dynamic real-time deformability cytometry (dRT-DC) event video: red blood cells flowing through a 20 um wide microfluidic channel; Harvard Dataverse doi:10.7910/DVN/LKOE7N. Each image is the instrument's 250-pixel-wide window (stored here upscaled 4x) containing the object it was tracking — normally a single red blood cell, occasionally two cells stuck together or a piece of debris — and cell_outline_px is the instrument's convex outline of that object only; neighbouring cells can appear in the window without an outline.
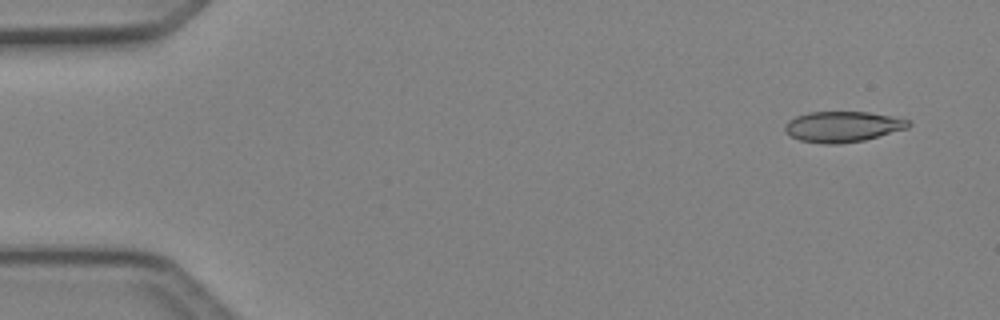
{"species": "Egyptian fruit bat (a non-hibernating species)", "species_latin": "Rousettus aegyptiacus", "temperature_condition": "cold", "stored_images_in_passage": 48, "camera_frame_rate_fps": 3000, "um_per_image_px": 0.085, "animal": {"sex": "female"}, "frame": {"image": 1, "passage_image": 3, "time_ms": 0.667, "image_size_px": [1000, 320], "cell_outline_px": [[912, 124], [908, 128], [864, 140], [840, 144], [824, 144], [800, 140], [784, 132], [784, 124], [788, 120], [796, 116], [808, 112], [868, 112], [908, 120]], "centroid_in_image_um": [71.58, 10.77], "position_along_channel_um": 13.4, "area_um2": 22.02}}
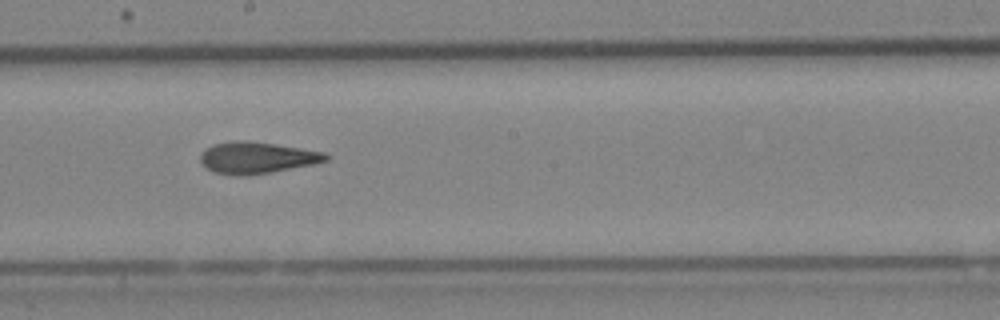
{"frame": {"image": 2, "passage_image": 27, "time_ms": 8.667, "image_size_px": [1000, 320], "cell_outline_px": [[332, 156], [328, 160], [312, 164], [272, 172], [248, 176], [236, 176], [212, 172], [200, 160], [200, 156], [212, 144], [240, 140], [248, 140], [276, 144], [324, 152]], "centroid_in_image_um": [21.86, 13.41], "position_along_channel_um": 226.3, "area_um2": 23.06}}
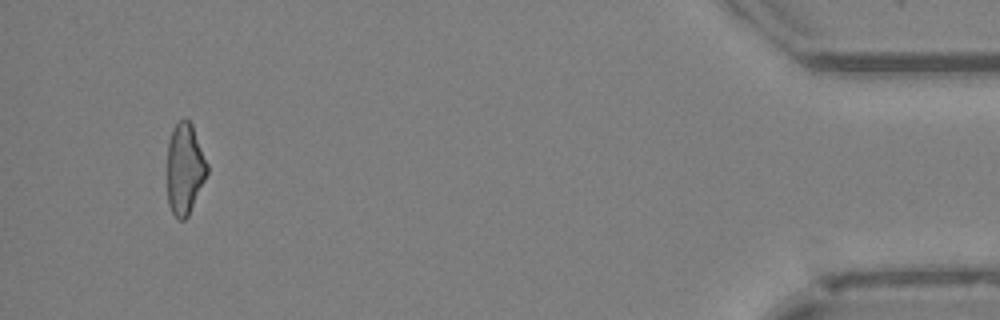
{"frame": {"image": 3, "passage_image": 46, "time_ms": 15.0, "image_size_px": [1000, 320], "cell_outline_px": [[208, 172], [188, 216], [184, 220], [176, 220], [168, 204], [168, 140], [172, 128], [184, 116], [192, 124], [208, 164]], "centroid_in_image_um": [15.7, 14.34], "position_along_channel_um": 419.5, "area_um2": 21.27}, "authors_computed_cell_mechanics": {"area_um2": 22.7154, "velocity_mm_per_s": 4.1925, "shape_relaxation_time_tau1_ms": 8.5104, "shape_relaxation_time_tau2_ms": 3.9105, "deformation_change_tau1": 0.1996, "deformation_change_tau2": 0.143}}